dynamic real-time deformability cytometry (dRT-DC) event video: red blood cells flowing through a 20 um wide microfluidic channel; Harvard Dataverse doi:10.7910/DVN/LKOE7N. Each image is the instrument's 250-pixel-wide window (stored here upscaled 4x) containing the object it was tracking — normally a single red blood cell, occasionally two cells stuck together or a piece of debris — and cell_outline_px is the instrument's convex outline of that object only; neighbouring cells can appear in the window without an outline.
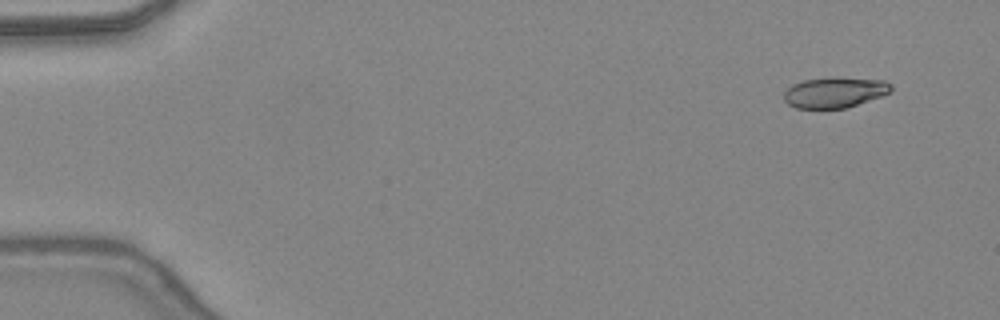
{"species": "common noctule bat (a hibernating species)", "species_latin": "Nyctalus noctula", "temperature_condition": "warm", "stored_images_in_passage": 42, "camera_frame_rate_fps": 3000, "um_per_image_px": 0.085, "animal": {"sex": "female", "body_mass_g": 24.6, "forearm_length_mm": 56.2}, "frame": {"image": 1, "passage_image": 1, "time_ms": 0.0, "image_size_px": [1000, 320], "cell_outline_px": [[892, 88], [888, 92], [880, 96], [848, 108], [796, 108], [788, 104], [784, 100], [784, 92], [792, 84], [804, 80], [832, 76], [884, 80], [892, 84]], "centroid_in_image_um": [70.94, 7.84], "position_along_channel_um": 14.1, "area_um2": 19.25}}
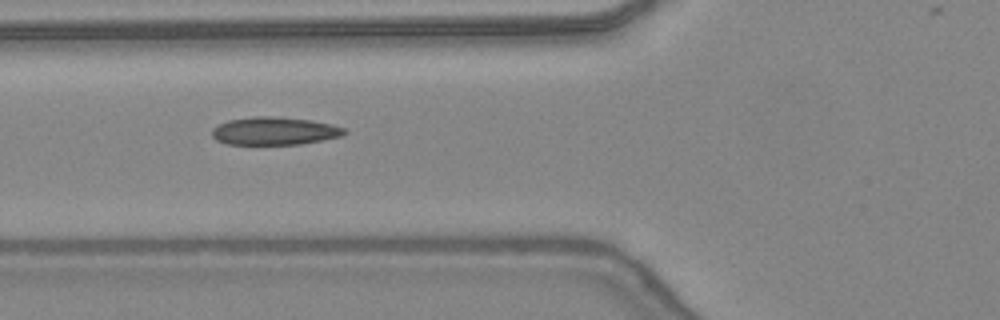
{"frame": {"image": 2, "passage_image": 16, "time_ms": 5.0, "image_size_px": [1000, 320], "cell_outline_px": [[348, 132], [344, 136], [300, 144], [228, 144], [216, 140], [212, 136], [212, 128], [228, 120], [252, 116], [272, 116], [312, 120], [332, 124], [344, 128]], "centroid_in_image_um": [23.35, 11.13], "position_along_channel_um": 102.4, "area_um2": 21.62}}
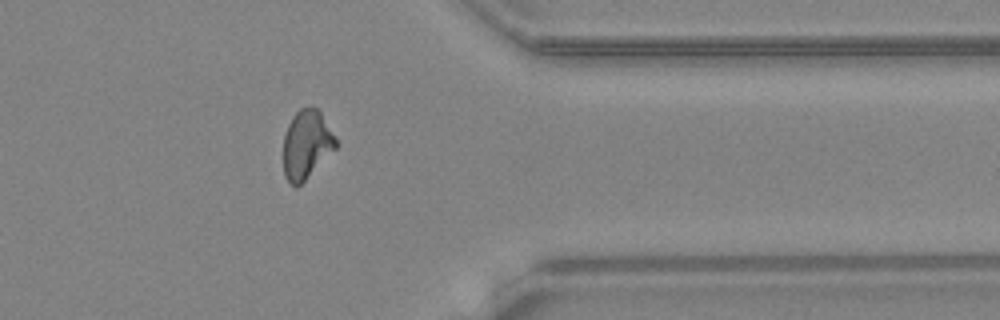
{"frame": {"image": 3, "passage_image": 36, "time_ms": 11.667, "image_size_px": [1000, 320], "cell_outline_px": [[336, 148], [296, 188], [284, 176], [284, 136], [288, 124], [292, 116], [300, 108], [316, 108], [320, 112], [336, 140]], "centroid_in_image_um": [26.02, 12.28], "position_along_channel_um": 385.4, "area_um2": 20.4}, "authors_computed_cell_mechanics": {"area_um2": 20.9814, "velocity_mm_per_s": 4.4157, "shape_relaxation_time_tau1_ms": null, "shape_relaxation_time_tau2_ms": 1.3813, "deformation_change_tau1": null, "deformation_change_tau2": 0.0714}}